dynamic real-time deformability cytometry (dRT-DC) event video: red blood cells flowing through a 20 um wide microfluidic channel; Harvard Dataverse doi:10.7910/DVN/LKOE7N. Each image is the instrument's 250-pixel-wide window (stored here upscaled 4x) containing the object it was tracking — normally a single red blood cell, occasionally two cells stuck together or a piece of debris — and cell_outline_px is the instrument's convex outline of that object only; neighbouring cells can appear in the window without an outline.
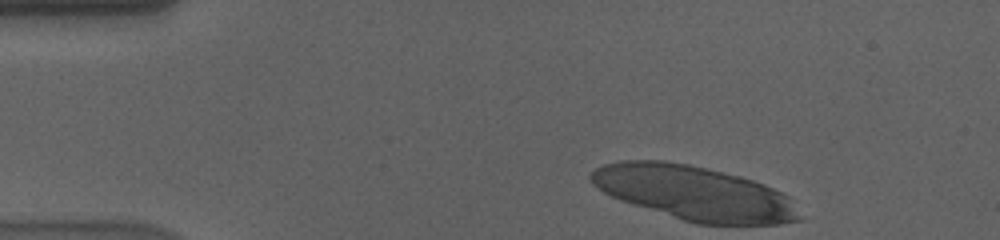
{"species": "human", "species_latin": "Homo sapiens", "temperature_condition": "cold", "stored_images_in_passage": 12, "camera_frame_rate_fps": 3000, "um_per_image_px": 0.085, "donor": {"sex": "male"}, "frame": {"image": 1, "passage_image": 1, "time_ms": 0.0, "image_size_px": [1000, 240], "cell_outline_px": [[804, 220], [780, 224], [696, 224], [632, 204], [612, 196], [604, 192], [592, 184], [588, 176], [596, 168], [604, 164], [620, 160], [664, 160], [688, 164], [740, 176], [764, 184], [788, 196]], "centroid_in_image_um": [59.01, 16.41], "position_along_channel_um": 26.0, "area_um2": 65.72}}